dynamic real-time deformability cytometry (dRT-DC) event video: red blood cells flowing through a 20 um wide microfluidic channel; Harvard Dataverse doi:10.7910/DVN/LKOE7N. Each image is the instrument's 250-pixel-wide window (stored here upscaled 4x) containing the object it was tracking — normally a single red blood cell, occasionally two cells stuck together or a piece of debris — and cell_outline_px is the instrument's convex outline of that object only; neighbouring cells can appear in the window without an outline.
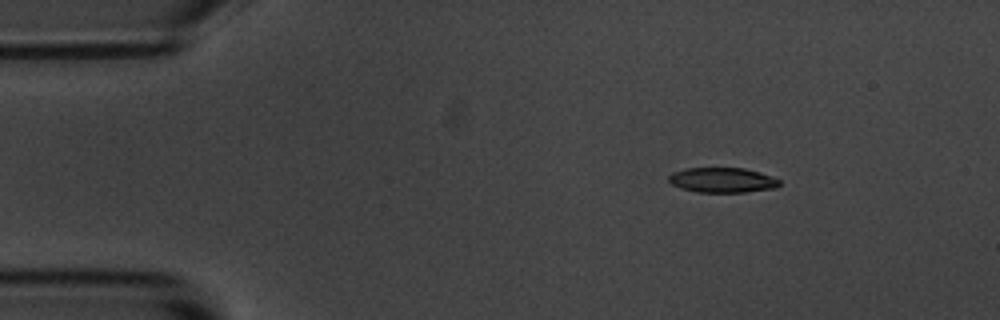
{"species": "common noctule bat (a hibernating species)", "species_latin": "Nyctalus noctula", "temperature_condition": "room temperature", "stored_images_in_passage": 3, "camera_frame_rate_fps": 3000, "um_per_image_px": 0.085, "animal": {"sex": "male", "body_mass_g": 20.1, "forearm_length_mm": 53.5}, "frame": {"image": 1, "passage_image": 1, "time_ms": 0.0, "image_size_px": [1000, 320], "cell_outline_px": [[780, 184], [776, 188], [744, 192], [696, 192], [680, 188], [672, 184], [668, 180], [668, 176], [672, 172], [688, 168], [744, 168], [760, 172], [772, 176], [780, 180]], "centroid_in_image_um": [61.4, 15.31], "position_along_channel_um": 23.6, "area_um2": 16.18}}